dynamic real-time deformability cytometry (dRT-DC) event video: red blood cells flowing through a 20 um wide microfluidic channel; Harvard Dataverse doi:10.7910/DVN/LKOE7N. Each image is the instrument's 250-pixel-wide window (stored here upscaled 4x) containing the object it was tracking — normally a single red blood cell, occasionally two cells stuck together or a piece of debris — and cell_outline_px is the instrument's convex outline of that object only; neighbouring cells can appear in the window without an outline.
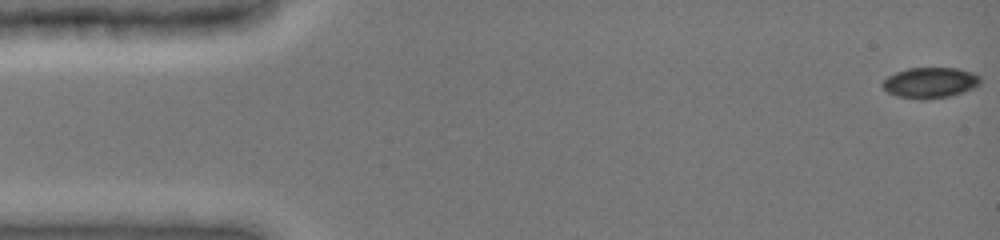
{"species": "common noctule bat (a hibernating species)", "species_latin": "Nyctalus noctula", "temperature_condition": "cold", "stored_images_in_passage": 16, "camera_frame_rate_fps": 3000, "um_per_image_px": 0.085, "animal": {"sex": "female", "body_mass_g": 19.0, "forearm_length_mm": 51.5}, "frame": {"image": 1, "passage_image": 1, "time_ms": 0.0, "image_size_px": [1000, 240], "cell_outline_px": [[980, 84], [964, 92], [948, 96], [928, 100], [920, 100], [896, 96], [888, 92], [880, 84], [888, 76], [896, 72], [908, 68], [956, 68], [972, 72], [980, 76]], "centroid_in_image_um": [79.05, 7.04], "position_along_channel_um": 6.0, "area_um2": 17.57}}
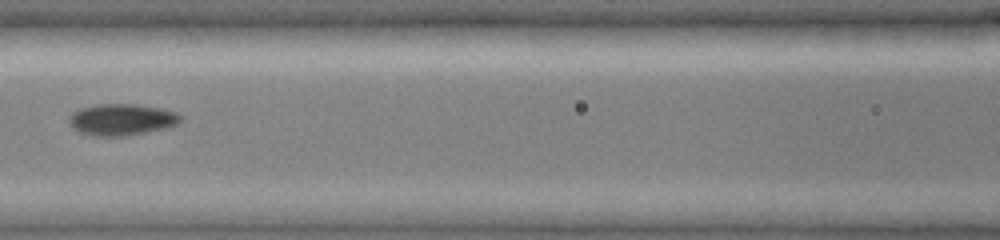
{"frame": {"image": 2, "passage_image": 12, "time_ms": 7.0, "image_size_px": [1000, 240], "cell_outline_px": [[180, 120], [176, 124], [168, 128], [124, 136], [96, 136], [80, 132], [72, 128], [68, 120], [68, 116], [72, 112], [80, 108], [96, 104], [136, 104], [160, 108], [176, 112], [180, 116]], "centroid_in_image_um": [10.3, 10.16], "position_along_channel_um": 156.3, "area_um2": 20.52}}
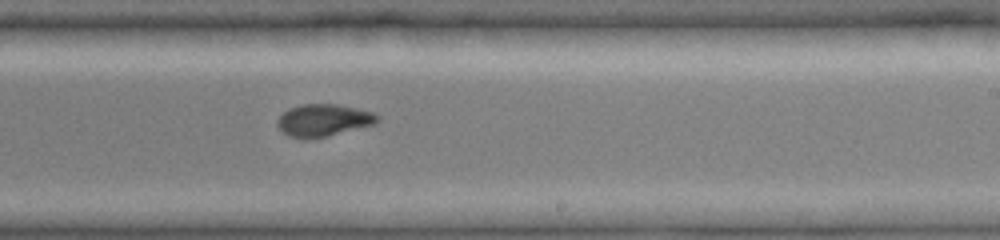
{"frame": {"image": 3, "passage_image": 16, "time_ms": 9.667, "image_size_px": [1000, 240], "cell_outline_px": [[380, 120], [376, 124], [328, 136], [304, 140], [288, 136], [276, 124], [276, 120], [288, 108], [300, 104], [336, 104], [372, 112], [380, 116]], "centroid_in_image_um": [27.48, 10.23], "position_along_channel_um": 261.5, "area_um2": 18.96}}